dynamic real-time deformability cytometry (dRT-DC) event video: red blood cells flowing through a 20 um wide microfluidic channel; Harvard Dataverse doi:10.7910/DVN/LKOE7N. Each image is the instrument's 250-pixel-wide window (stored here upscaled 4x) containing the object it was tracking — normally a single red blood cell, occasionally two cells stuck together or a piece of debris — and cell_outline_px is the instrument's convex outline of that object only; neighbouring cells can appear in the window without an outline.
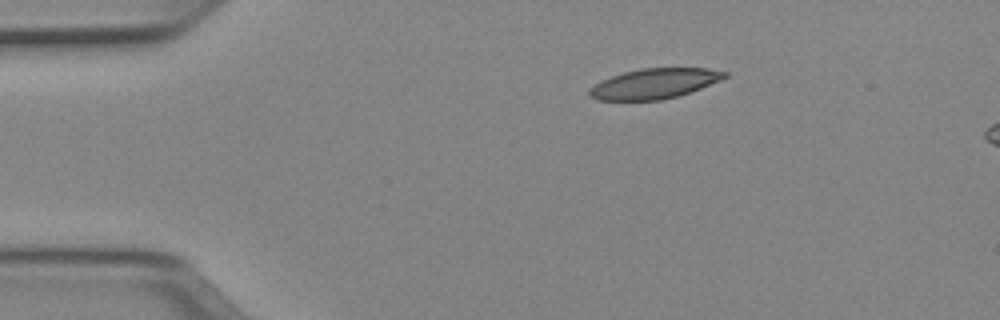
{"species": "Egyptian fruit bat (a non-hibernating species)", "species_latin": "Rousettus aegyptiacus", "temperature_condition": "cold", "stored_images_in_passage": 44, "segment_of_instrument_passage": [1, 2], "camera_frame_rate_fps": 3000, "um_per_image_px": 0.085, "animal": {"sex": "female"}, "frame": {"image": 1, "passage_image": 1, "time_ms": 0.0, "image_size_px": [1000, 320], "cell_outline_px": [[728, 76], [720, 80], [700, 88], [676, 96], [660, 100], [596, 100], [588, 96], [588, 88], [600, 80], [624, 72], [640, 68], [708, 68], [728, 72]], "centroid_in_image_um": [55.57, 7.1], "position_along_channel_um": 29.4, "area_um2": 23.76}}
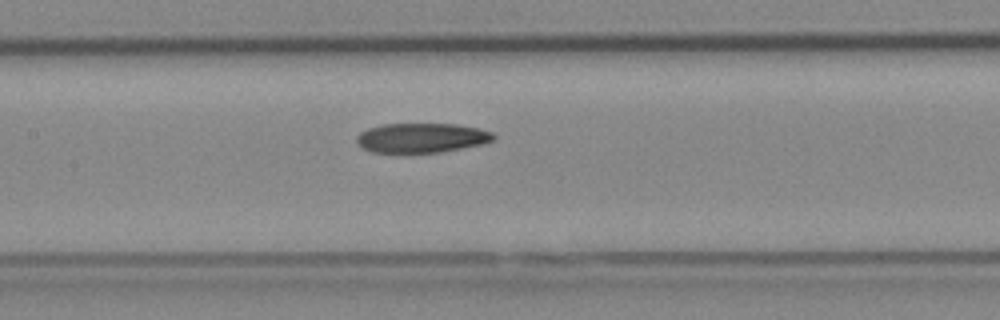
{"frame": {"image": 2, "passage_image": 16, "time_ms": 5.0, "image_size_px": [1000, 320], "cell_outline_px": [[496, 140], [484, 144], [440, 152], [372, 152], [364, 148], [356, 140], [356, 136], [360, 132], [368, 128], [384, 124], [456, 124], [476, 128], [492, 132], [496, 136]], "centroid_in_image_um": [35.87, 11.71], "position_along_channel_um": 171.5, "area_um2": 23.47}}
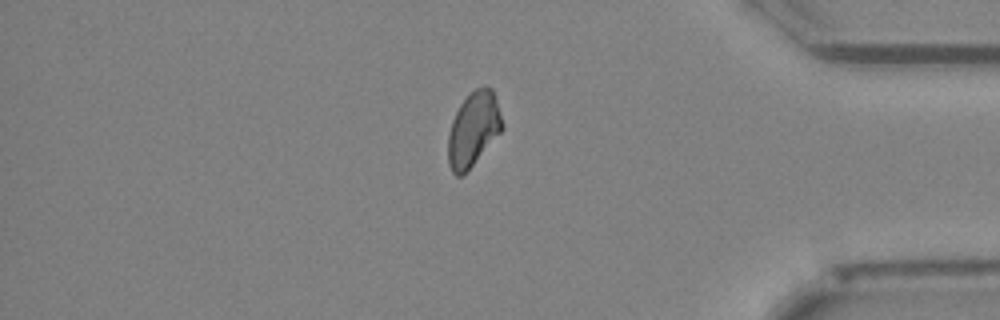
{"frame": {"image": 3, "passage_image": 35, "time_ms": 11.333, "image_size_px": [1000, 320], "cell_outline_px": [[504, 128], [464, 176], [456, 176], [452, 172], [448, 164], [448, 136], [452, 120], [460, 104], [476, 88], [484, 84], [492, 88], [504, 124]], "centroid_in_image_um": [40.24, 11.01], "position_along_channel_um": 395.0, "area_um2": 23.58}}